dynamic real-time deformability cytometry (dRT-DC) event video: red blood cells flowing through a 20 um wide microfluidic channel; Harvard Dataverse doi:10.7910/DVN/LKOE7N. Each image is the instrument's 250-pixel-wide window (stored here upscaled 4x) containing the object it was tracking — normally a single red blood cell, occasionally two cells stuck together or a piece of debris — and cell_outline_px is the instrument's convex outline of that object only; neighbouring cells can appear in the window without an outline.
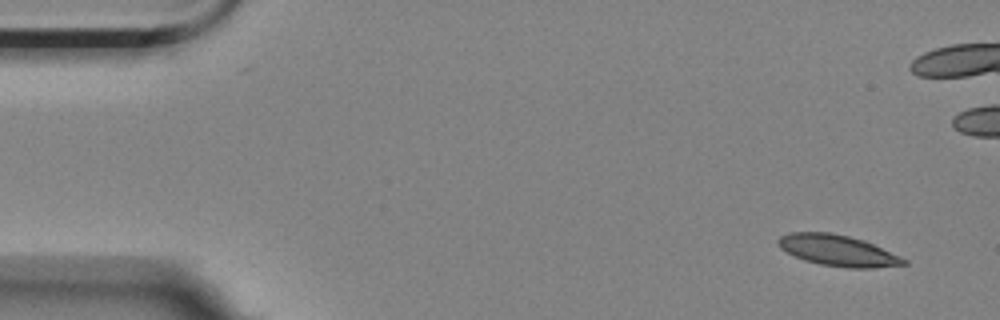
{"species": "Egyptian fruit bat (a non-hibernating species)", "species_latin": "Rousettus aegyptiacus", "temperature_condition": "room temperature", "stored_images_in_passage": 4, "camera_frame_rate_fps": 3000, "um_per_image_px": 0.085, "animal": {"sex": "female"}, "frame": {"image": 1, "passage_image": 1, "time_ms": 0.0, "image_size_px": [1000, 320], "cell_outline_px": [[908, 264], [872, 268], [848, 268], [820, 264], [804, 260], [780, 248], [776, 244], [776, 240], [780, 236], [788, 232], [828, 232], [848, 236], [864, 240], [900, 256], [908, 260]], "centroid_in_image_um": [71.2, 21.29], "position_along_channel_um": 13.8, "area_um2": 22.72}}